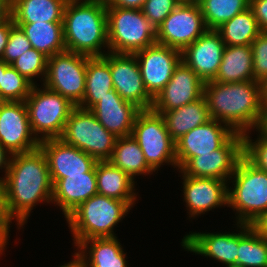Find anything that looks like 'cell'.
I'll list each match as a JSON object with an SVG mask.
<instances>
[{"instance_id":"cell-1","label":"cell","mask_w":267,"mask_h":267,"mask_svg":"<svg viewBox=\"0 0 267 267\" xmlns=\"http://www.w3.org/2000/svg\"><path fill=\"white\" fill-rule=\"evenodd\" d=\"M10 214L17 225H25L31 210L40 202H52L53 183L47 158L40 147L11 155L8 171L1 177Z\"/></svg>"},{"instance_id":"cell-2","label":"cell","mask_w":267,"mask_h":267,"mask_svg":"<svg viewBox=\"0 0 267 267\" xmlns=\"http://www.w3.org/2000/svg\"><path fill=\"white\" fill-rule=\"evenodd\" d=\"M204 96L211 119L222 122L241 134L258 128L264 104L258 81H207L204 85Z\"/></svg>"},{"instance_id":"cell-3","label":"cell","mask_w":267,"mask_h":267,"mask_svg":"<svg viewBox=\"0 0 267 267\" xmlns=\"http://www.w3.org/2000/svg\"><path fill=\"white\" fill-rule=\"evenodd\" d=\"M66 51L88 57H102L108 49L105 0H69L63 17Z\"/></svg>"},{"instance_id":"cell-4","label":"cell","mask_w":267,"mask_h":267,"mask_svg":"<svg viewBox=\"0 0 267 267\" xmlns=\"http://www.w3.org/2000/svg\"><path fill=\"white\" fill-rule=\"evenodd\" d=\"M134 204L135 201H121L98 193L81 203L65 218L74 237V246L87 239L116 237L113 227Z\"/></svg>"},{"instance_id":"cell-5","label":"cell","mask_w":267,"mask_h":267,"mask_svg":"<svg viewBox=\"0 0 267 267\" xmlns=\"http://www.w3.org/2000/svg\"><path fill=\"white\" fill-rule=\"evenodd\" d=\"M232 178L234 188L228 187L227 207L236 211L238 223L251 225L267 211V172L243 156L230 180Z\"/></svg>"},{"instance_id":"cell-6","label":"cell","mask_w":267,"mask_h":267,"mask_svg":"<svg viewBox=\"0 0 267 267\" xmlns=\"http://www.w3.org/2000/svg\"><path fill=\"white\" fill-rule=\"evenodd\" d=\"M108 52L134 54L157 43V28L141 9L107 7Z\"/></svg>"},{"instance_id":"cell-7","label":"cell","mask_w":267,"mask_h":267,"mask_svg":"<svg viewBox=\"0 0 267 267\" xmlns=\"http://www.w3.org/2000/svg\"><path fill=\"white\" fill-rule=\"evenodd\" d=\"M25 103L32 132L40 141L60 138L71 111L76 107L68 98L46 87L40 90L36 84Z\"/></svg>"},{"instance_id":"cell-8","label":"cell","mask_w":267,"mask_h":267,"mask_svg":"<svg viewBox=\"0 0 267 267\" xmlns=\"http://www.w3.org/2000/svg\"><path fill=\"white\" fill-rule=\"evenodd\" d=\"M60 138L97 161L111 158L117 140L114 134L98 122L90 110L78 106L71 111Z\"/></svg>"},{"instance_id":"cell-9","label":"cell","mask_w":267,"mask_h":267,"mask_svg":"<svg viewBox=\"0 0 267 267\" xmlns=\"http://www.w3.org/2000/svg\"><path fill=\"white\" fill-rule=\"evenodd\" d=\"M131 136L138 142L147 164L157 171L164 163L177 167L176 142L167 131L164 118L152 109L141 110Z\"/></svg>"},{"instance_id":"cell-10","label":"cell","mask_w":267,"mask_h":267,"mask_svg":"<svg viewBox=\"0 0 267 267\" xmlns=\"http://www.w3.org/2000/svg\"><path fill=\"white\" fill-rule=\"evenodd\" d=\"M87 56L64 51L48 58L43 86L78 106L84 97Z\"/></svg>"},{"instance_id":"cell-11","label":"cell","mask_w":267,"mask_h":267,"mask_svg":"<svg viewBox=\"0 0 267 267\" xmlns=\"http://www.w3.org/2000/svg\"><path fill=\"white\" fill-rule=\"evenodd\" d=\"M244 156V137L234 133L219 149L211 154L190 158L179 172L196 178H215L230 182L238 162ZM229 180V181H228Z\"/></svg>"},{"instance_id":"cell-12","label":"cell","mask_w":267,"mask_h":267,"mask_svg":"<svg viewBox=\"0 0 267 267\" xmlns=\"http://www.w3.org/2000/svg\"><path fill=\"white\" fill-rule=\"evenodd\" d=\"M207 30L199 3L182 2L157 27V43L181 52Z\"/></svg>"},{"instance_id":"cell-13","label":"cell","mask_w":267,"mask_h":267,"mask_svg":"<svg viewBox=\"0 0 267 267\" xmlns=\"http://www.w3.org/2000/svg\"><path fill=\"white\" fill-rule=\"evenodd\" d=\"M0 144L11 155L39 147L40 140L32 132L25 101L0 103Z\"/></svg>"},{"instance_id":"cell-14","label":"cell","mask_w":267,"mask_h":267,"mask_svg":"<svg viewBox=\"0 0 267 267\" xmlns=\"http://www.w3.org/2000/svg\"><path fill=\"white\" fill-rule=\"evenodd\" d=\"M102 57L109 63L114 90L141 110L151 109L153 98L144 86L135 55L107 51Z\"/></svg>"},{"instance_id":"cell-15","label":"cell","mask_w":267,"mask_h":267,"mask_svg":"<svg viewBox=\"0 0 267 267\" xmlns=\"http://www.w3.org/2000/svg\"><path fill=\"white\" fill-rule=\"evenodd\" d=\"M148 94L155 96L170 81L175 68L182 61V53L175 48L155 43L134 53Z\"/></svg>"},{"instance_id":"cell-16","label":"cell","mask_w":267,"mask_h":267,"mask_svg":"<svg viewBox=\"0 0 267 267\" xmlns=\"http://www.w3.org/2000/svg\"><path fill=\"white\" fill-rule=\"evenodd\" d=\"M205 82L183 61L175 68L170 81L153 99L151 109L165 113L192 103L204 96Z\"/></svg>"},{"instance_id":"cell-17","label":"cell","mask_w":267,"mask_h":267,"mask_svg":"<svg viewBox=\"0 0 267 267\" xmlns=\"http://www.w3.org/2000/svg\"><path fill=\"white\" fill-rule=\"evenodd\" d=\"M39 147L47 158L52 183L68 175H84L98 162L84 151L65 143L61 138L42 140Z\"/></svg>"},{"instance_id":"cell-18","label":"cell","mask_w":267,"mask_h":267,"mask_svg":"<svg viewBox=\"0 0 267 267\" xmlns=\"http://www.w3.org/2000/svg\"><path fill=\"white\" fill-rule=\"evenodd\" d=\"M234 133L229 126L215 119L192 129L176 141L178 170L190 158L219 149Z\"/></svg>"},{"instance_id":"cell-19","label":"cell","mask_w":267,"mask_h":267,"mask_svg":"<svg viewBox=\"0 0 267 267\" xmlns=\"http://www.w3.org/2000/svg\"><path fill=\"white\" fill-rule=\"evenodd\" d=\"M224 48L220 34L206 30L181 52L182 61L204 82L211 81L218 73Z\"/></svg>"},{"instance_id":"cell-20","label":"cell","mask_w":267,"mask_h":267,"mask_svg":"<svg viewBox=\"0 0 267 267\" xmlns=\"http://www.w3.org/2000/svg\"><path fill=\"white\" fill-rule=\"evenodd\" d=\"M182 174L183 195L189 217L219 206H228V182L215 178H196Z\"/></svg>"},{"instance_id":"cell-21","label":"cell","mask_w":267,"mask_h":267,"mask_svg":"<svg viewBox=\"0 0 267 267\" xmlns=\"http://www.w3.org/2000/svg\"><path fill=\"white\" fill-rule=\"evenodd\" d=\"M90 111L107 131L118 138L132 134L135 119L141 109L125 101L116 90H111Z\"/></svg>"},{"instance_id":"cell-22","label":"cell","mask_w":267,"mask_h":267,"mask_svg":"<svg viewBox=\"0 0 267 267\" xmlns=\"http://www.w3.org/2000/svg\"><path fill=\"white\" fill-rule=\"evenodd\" d=\"M181 243L188 252L214 258L226 267H236L238 233L192 232L185 235Z\"/></svg>"},{"instance_id":"cell-23","label":"cell","mask_w":267,"mask_h":267,"mask_svg":"<svg viewBox=\"0 0 267 267\" xmlns=\"http://www.w3.org/2000/svg\"><path fill=\"white\" fill-rule=\"evenodd\" d=\"M95 167L84 175H68L53 183L52 203L58 205L66 218L81 203L96 195Z\"/></svg>"},{"instance_id":"cell-24","label":"cell","mask_w":267,"mask_h":267,"mask_svg":"<svg viewBox=\"0 0 267 267\" xmlns=\"http://www.w3.org/2000/svg\"><path fill=\"white\" fill-rule=\"evenodd\" d=\"M120 244L117 237L87 239L77 245L76 254L86 267H127L126 253Z\"/></svg>"},{"instance_id":"cell-25","label":"cell","mask_w":267,"mask_h":267,"mask_svg":"<svg viewBox=\"0 0 267 267\" xmlns=\"http://www.w3.org/2000/svg\"><path fill=\"white\" fill-rule=\"evenodd\" d=\"M159 114L163 116L167 131L175 142L192 129L211 120L205 96L182 107Z\"/></svg>"},{"instance_id":"cell-26","label":"cell","mask_w":267,"mask_h":267,"mask_svg":"<svg viewBox=\"0 0 267 267\" xmlns=\"http://www.w3.org/2000/svg\"><path fill=\"white\" fill-rule=\"evenodd\" d=\"M254 80L251 45L225 46L216 77L218 83Z\"/></svg>"},{"instance_id":"cell-27","label":"cell","mask_w":267,"mask_h":267,"mask_svg":"<svg viewBox=\"0 0 267 267\" xmlns=\"http://www.w3.org/2000/svg\"><path fill=\"white\" fill-rule=\"evenodd\" d=\"M97 192L121 201H136L135 181L110 161H98L95 166Z\"/></svg>"},{"instance_id":"cell-28","label":"cell","mask_w":267,"mask_h":267,"mask_svg":"<svg viewBox=\"0 0 267 267\" xmlns=\"http://www.w3.org/2000/svg\"><path fill=\"white\" fill-rule=\"evenodd\" d=\"M69 0H12L14 23L63 22Z\"/></svg>"},{"instance_id":"cell-29","label":"cell","mask_w":267,"mask_h":267,"mask_svg":"<svg viewBox=\"0 0 267 267\" xmlns=\"http://www.w3.org/2000/svg\"><path fill=\"white\" fill-rule=\"evenodd\" d=\"M21 27L32 48L48 58L66 51L63 22L14 23Z\"/></svg>"},{"instance_id":"cell-30","label":"cell","mask_w":267,"mask_h":267,"mask_svg":"<svg viewBox=\"0 0 267 267\" xmlns=\"http://www.w3.org/2000/svg\"><path fill=\"white\" fill-rule=\"evenodd\" d=\"M114 90L109 63L103 57H88L85 92L78 107L90 110L108 92Z\"/></svg>"},{"instance_id":"cell-31","label":"cell","mask_w":267,"mask_h":267,"mask_svg":"<svg viewBox=\"0 0 267 267\" xmlns=\"http://www.w3.org/2000/svg\"><path fill=\"white\" fill-rule=\"evenodd\" d=\"M108 161L127 173L134 181V176L155 172L147 164L143 151L131 135L117 138L112 156Z\"/></svg>"},{"instance_id":"cell-32","label":"cell","mask_w":267,"mask_h":267,"mask_svg":"<svg viewBox=\"0 0 267 267\" xmlns=\"http://www.w3.org/2000/svg\"><path fill=\"white\" fill-rule=\"evenodd\" d=\"M238 254L236 267H267V239L259 235L251 225L237 222Z\"/></svg>"},{"instance_id":"cell-33","label":"cell","mask_w":267,"mask_h":267,"mask_svg":"<svg viewBox=\"0 0 267 267\" xmlns=\"http://www.w3.org/2000/svg\"><path fill=\"white\" fill-rule=\"evenodd\" d=\"M216 31L225 46L251 45L261 33L250 7L222 24Z\"/></svg>"},{"instance_id":"cell-34","label":"cell","mask_w":267,"mask_h":267,"mask_svg":"<svg viewBox=\"0 0 267 267\" xmlns=\"http://www.w3.org/2000/svg\"><path fill=\"white\" fill-rule=\"evenodd\" d=\"M199 5L207 30H216L235 15L248 9L250 0H202Z\"/></svg>"},{"instance_id":"cell-35","label":"cell","mask_w":267,"mask_h":267,"mask_svg":"<svg viewBox=\"0 0 267 267\" xmlns=\"http://www.w3.org/2000/svg\"><path fill=\"white\" fill-rule=\"evenodd\" d=\"M33 84L11 65L2 73L0 99L2 101H25Z\"/></svg>"},{"instance_id":"cell-36","label":"cell","mask_w":267,"mask_h":267,"mask_svg":"<svg viewBox=\"0 0 267 267\" xmlns=\"http://www.w3.org/2000/svg\"><path fill=\"white\" fill-rule=\"evenodd\" d=\"M48 57L38 50L31 48L19 56L10 65L16 69L22 76L29 80L33 85V78L43 76L44 82L47 70Z\"/></svg>"},{"instance_id":"cell-37","label":"cell","mask_w":267,"mask_h":267,"mask_svg":"<svg viewBox=\"0 0 267 267\" xmlns=\"http://www.w3.org/2000/svg\"><path fill=\"white\" fill-rule=\"evenodd\" d=\"M259 137L252 141L249 132L243 134L244 137V156L258 169L267 172V136L258 129Z\"/></svg>"},{"instance_id":"cell-38","label":"cell","mask_w":267,"mask_h":267,"mask_svg":"<svg viewBox=\"0 0 267 267\" xmlns=\"http://www.w3.org/2000/svg\"><path fill=\"white\" fill-rule=\"evenodd\" d=\"M32 45L27 39L24 31L20 26L14 24L11 27L10 34L8 37L7 45L4 50L2 60L6 64H11L24 52L31 49Z\"/></svg>"},{"instance_id":"cell-39","label":"cell","mask_w":267,"mask_h":267,"mask_svg":"<svg viewBox=\"0 0 267 267\" xmlns=\"http://www.w3.org/2000/svg\"><path fill=\"white\" fill-rule=\"evenodd\" d=\"M183 1L182 0H146L141 11L157 28L164 19Z\"/></svg>"},{"instance_id":"cell-40","label":"cell","mask_w":267,"mask_h":267,"mask_svg":"<svg viewBox=\"0 0 267 267\" xmlns=\"http://www.w3.org/2000/svg\"><path fill=\"white\" fill-rule=\"evenodd\" d=\"M254 81L267 76V32H261L251 43Z\"/></svg>"},{"instance_id":"cell-41","label":"cell","mask_w":267,"mask_h":267,"mask_svg":"<svg viewBox=\"0 0 267 267\" xmlns=\"http://www.w3.org/2000/svg\"><path fill=\"white\" fill-rule=\"evenodd\" d=\"M13 219L15 218L9 212L5 188L0 180V254L5 250L8 243L10 223Z\"/></svg>"},{"instance_id":"cell-42","label":"cell","mask_w":267,"mask_h":267,"mask_svg":"<svg viewBox=\"0 0 267 267\" xmlns=\"http://www.w3.org/2000/svg\"><path fill=\"white\" fill-rule=\"evenodd\" d=\"M251 10L261 32H267V0H250Z\"/></svg>"},{"instance_id":"cell-43","label":"cell","mask_w":267,"mask_h":267,"mask_svg":"<svg viewBox=\"0 0 267 267\" xmlns=\"http://www.w3.org/2000/svg\"><path fill=\"white\" fill-rule=\"evenodd\" d=\"M146 0H105L107 7L141 9Z\"/></svg>"},{"instance_id":"cell-44","label":"cell","mask_w":267,"mask_h":267,"mask_svg":"<svg viewBox=\"0 0 267 267\" xmlns=\"http://www.w3.org/2000/svg\"><path fill=\"white\" fill-rule=\"evenodd\" d=\"M14 25L12 17L6 22L0 24V60H2L5 47L7 45L8 37L11 27Z\"/></svg>"},{"instance_id":"cell-45","label":"cell","mask_w":267,"mask_h":267,"mask_svg":"<svg viewBox=\"0 0 267 267\" xmlns=\"http://www.w3.org/2000/svg\"><path fill=\"white\" fill-rule=\"evenodd\" d=\"M252 228L267 239V211L251 224Z\"/></svg>"},{"instance_id":"cell-46","label":"cell","mask_w":267,"mask_h":267,"mask_svg":"<svg viewBox=\"0 0 267 267\" xmlns=\"http://www.w3.org/2000/svg\"><path fill=\"white\" fill-rule=\"evenodd\" d=\"M12 0H0V24L11 18Z\"/></svg>"},{"instance_id":"cell-47","label":"cell","mask_w":267,"mask_h":267,"mask_svg":"<svg viewBox=\"0 0 267 267\" xmlns=\"http://www.w3.org/2000/svg\"><path fill=\"white\" fill-rule=\"evenodd\" d=\"M10 155V156H9ZM11 154L0 144V169L5 170V175L8 171Z\"/></svg>"},{"instance_id":"cell-48","label":"cell","mask_w":267,"mask_h":267,"mask_svg":"<svg viewBox=\"0 0 267 267\" xmlns=\"http://www.w3.org/2000/svg\"><path fill=\"white\" fill-rule=\"evenodd\" d=\"M59 267H86L84 261L78 256L76 253H74V259L73 261L68 262L67 264H64Z\"/></svg>"},{"instance_id":"cell-49","label":"cell","mask_w":267,"mask_h":267,"mask_svg":"<svg viewBox=\"0 0 267 267\" xmlns=\"http://www.w3.org/2000/svg\"><path fill=\"white\" fill-rule=\"evenodd\" d=\"M262 134L267 136V109H263L261 122L257 128Z\"/></svg>"},{"instance_id":"cell-50","label":"cell","mask_w":267,"mask_h":267,"mask_svg":"<svg viewBox=\"0 0 267 267\" xmlns=\"http://www.w3.org/2000/svg\"><path fill=\"white\" fill-rule=\"evenodd\" d=\"M260 84V95L262 102L265 103L267 101V76H265L262 80L259 81Z\"/></svg>"},{"instance_id":"cell-51","label":"cell","mask_w":267,"mask_h":267,"mask_svg":"<svg viewBox=\"0 0 267 267\" xmlns=\"http://www.w3.org/2000/svg\"><path fill=\"white\" fill-rule=\"evenodd\" d=\"M9 66V64H6L3 60H0V83L2 79V73H4Z\"/></svg>"},{"instance_id":"cell-52","label":"cell","mask_w":267,"mask_h":267,"mask_svg":"<svg viewBox=\"0 0 267 267\" xmlns=\"http://www.w3.org/2000/svg\"><path fill=\"white\" fill-rule=\"evenodd\" d=\"M182 1L187 3H200L202 0H182Z\"/></svg>"},{"instance_id":"cell-53","label":"cell","mask_w":267,"mask_h":267,"mask_svg":"<svg viewBox=\"0 0 267 267\" xmlns=\"http://www.w3.org/2000/svg\"><path fill=\"white\" fill-rule=\"evenodd\" d=\"M263 109H267V101L263 104Z\"/></svg>"}]
</instances>
